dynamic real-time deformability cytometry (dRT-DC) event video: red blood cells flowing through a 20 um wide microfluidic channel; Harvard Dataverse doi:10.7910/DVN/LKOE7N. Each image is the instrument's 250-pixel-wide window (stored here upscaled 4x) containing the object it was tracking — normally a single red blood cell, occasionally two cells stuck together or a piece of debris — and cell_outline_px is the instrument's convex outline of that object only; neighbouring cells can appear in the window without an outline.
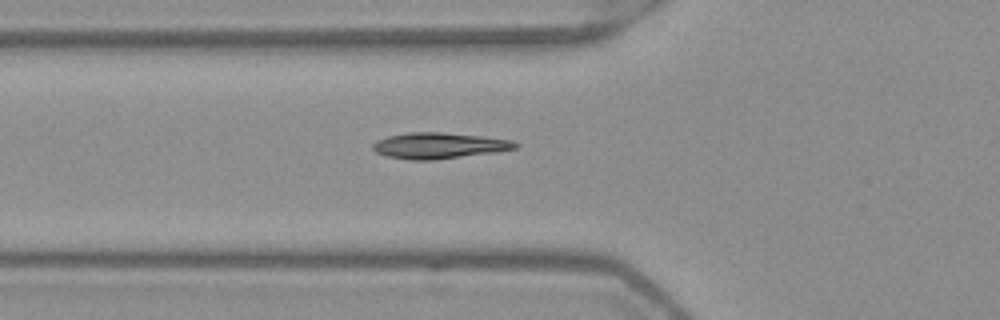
{"species": "Egyptian fruit bat (a non-hibernating species)", "species_latin": "Rousettus aegyptiacus", "temperature_condition": "warm", "stored_images_in_passage": 35, "camera_frame_rate_fps": 3000, "um_per_image_px": 0.085, "frame": {"image": 1, "passage_image": 2, "time_ms": 0.333, "image_size_px": [1000, 320], "cell_outline_px": [[520, 144], [516, 148], [500, 152], [436, 160], [412, 160], [388, 156], [376, 152], [372, 148], [372, 144], [376, 140], [388, 136], [408, 132], [440, 132], [484, 136], [512, 140]], "centroid_in_image_um": [37.36, 12.38], "position_along_channel_um": 88.4, "area_um2": 21.85}}
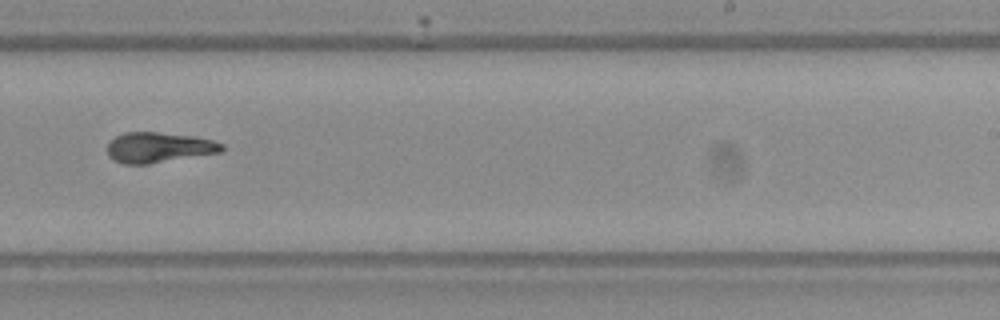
{"frame": {"image": 2, "passage_image": 16, "time_ms": 5.0, "image_size_px": [1000, 320], "cell_outline_px": [[224, 148], [220, 152], [148, 164], [124, 164], [112, 160], [108, 156], [108, 144], [116, 136], [124, 132], [156, 132], [192, 136], [212, 140], [224, 144]], "centroid_in_image_um": [13.47, 12.54], "position_along_channel_um": 275.5, "area_um2": 20.11}}
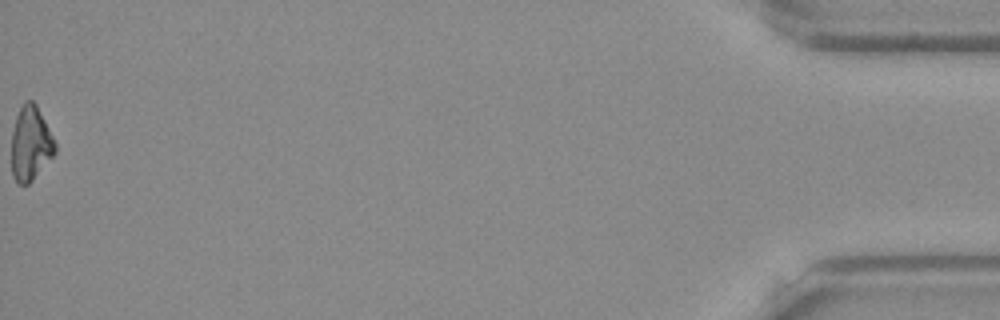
{"frame": {"image": 3, "passage_image": 35, "time_ms": 11.333, "image_size_px": [1000, 320], "cell_outline_px": [[56, 152], [32, 180], [28, 184], [16, 184], [12, 176], [12, 132], [16, 116], [24, 100], [32, 100], [36, 104], [56, 144]], "centroid_in_image_um": [2.58, 12.21], "position_along_channel_um": 432.6, "area_um2": 18.73}}